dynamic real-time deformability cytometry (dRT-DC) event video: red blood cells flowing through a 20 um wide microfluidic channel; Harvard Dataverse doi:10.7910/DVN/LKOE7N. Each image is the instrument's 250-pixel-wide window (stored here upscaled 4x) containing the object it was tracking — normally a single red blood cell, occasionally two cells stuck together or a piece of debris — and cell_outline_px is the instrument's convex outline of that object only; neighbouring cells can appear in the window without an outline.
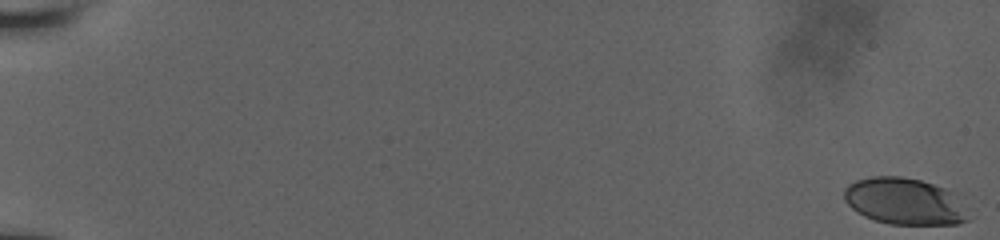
{"species": "human", "species_latin": "Homo sapiens", "temperature_condition": "room temperature", "stored_images_in_passage": 43, "camera_frame_rate_fps": 3000, "um_per_image_px": 0.085, "donor": {"sex": "male"}, "frame": {"image": 1, "passage_image": 1, "time_ms": 0.0, "image_size_px": [1000, 240], "cell_outline_px": [[968, 220], [956, 224], [892, 224], [876, 220], [864, 216], [852, 208], [844, 200], [844, 188], [848, 184], [856, 180], [872, 176], [900, 176], [920, 180], [956, 192], [968, 208]], "centroid_in_image_um": [76.93, 17.1], "position_along_channel_um": 8.1, "area_um2": 34.04}}
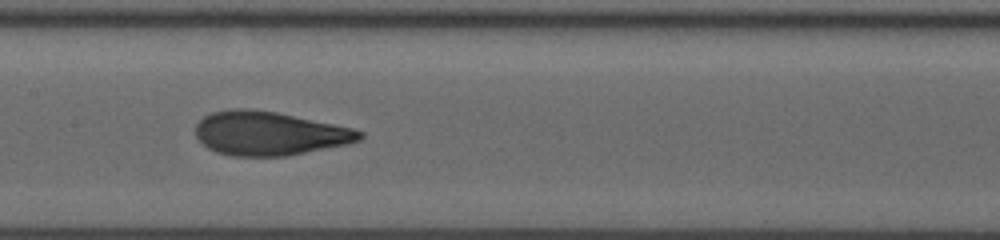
{"frame": {"image": 2, "passage_image": 24, "time_ms": 10.0, "image_size_px": [1000, 240], "cell_outline_px": [[364, 136], [360, 140], [348, 144], [288, 156], [232, 156], [216, 152], [208, 148], [196, 136], [196, 124], [204, 116], [212, 112], [232, 108], [248, 108], [276, 112], [352, 128], [364, 132]], "centroid_in_image_um": [22.89, 11.34], "position_along_channel_um": 184.5, "area_um2": 41.91}}
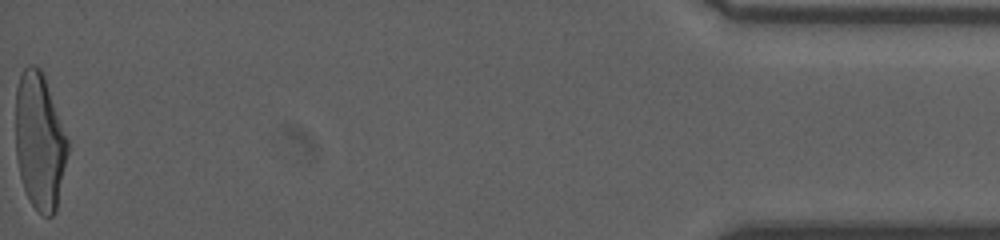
{"frame": {"image": 3, "passage_image": 43, "time_ms": 18.333, "image_size_px": [1000, 240], "cell_outline_px": [[68, 152], [56, 212], [52, 216], [44, 216], [36, 212], [24, 188], [20, 176], [16, 156], [16, 88], [20, 76], [24, 68], [28, 64], [36, 64], [44, 72], [68, 140]], "centroid_in_image_um": [3.37, 11.99], "position_along_channel_um": 431.8, "area_um2": 41.85}}